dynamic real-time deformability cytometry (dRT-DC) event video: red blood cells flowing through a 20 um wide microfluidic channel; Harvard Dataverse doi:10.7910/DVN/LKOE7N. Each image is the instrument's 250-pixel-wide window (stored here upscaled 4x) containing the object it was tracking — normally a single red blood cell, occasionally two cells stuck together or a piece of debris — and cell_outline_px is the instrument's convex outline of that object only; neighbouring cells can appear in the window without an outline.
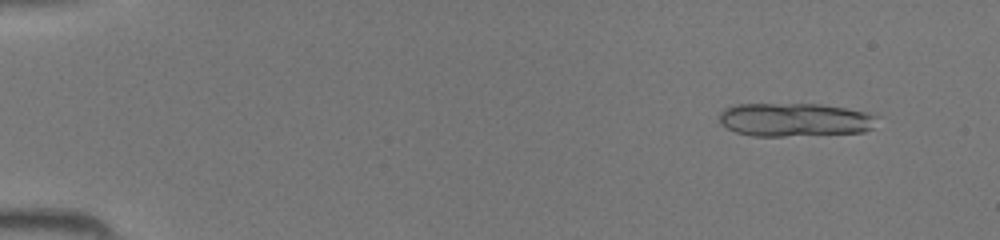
{"species": "common noctule bat (a hibernating species)", "species_latin": "Nyctalus noctula", "temperature_condition": "room temperature", "stored_images_in_passage": 42, "segment_of_instrument_passage": [1, 2], "camera_frame_rate_fps": 3000, "um_per_image_px": 0.085, "animal": {"sex": "female", "body_mass_g": 19.5, "forearm_length_mm": 54.1}, "frame": {"image": 1, "passage_image": 4, "time_ms": 1.0, "image_size_px": [1000, 240], "cell_outline_px": [[880, 116], [872, 128], [864, 132], [784, 136], [752, 136], [736, 132], [720, 124], [720, 112], [724, 108], [736, 104], [820, 104], [868, 112]], "centroid_in_image_um": [67.57, 10.17], "position_along_channel_um": 17.4, "area_um2": 30.92}}